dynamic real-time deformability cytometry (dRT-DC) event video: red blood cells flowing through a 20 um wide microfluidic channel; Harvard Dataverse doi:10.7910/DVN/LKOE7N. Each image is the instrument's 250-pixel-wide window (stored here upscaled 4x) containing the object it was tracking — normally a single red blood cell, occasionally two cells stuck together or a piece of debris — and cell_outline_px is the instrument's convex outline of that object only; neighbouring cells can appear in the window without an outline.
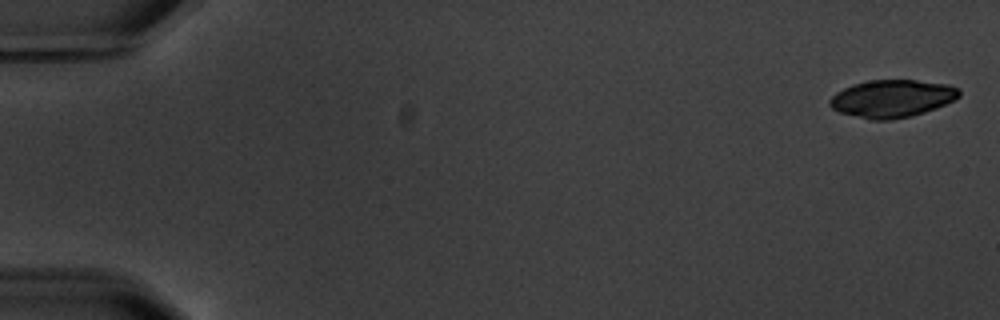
{"species": "common noctule bat (a hibernating species)", "species_latin": "Nyctalus noctula", "temperature_condition": "warm", "stored_images_in_passage": 4, "camera_frame_rate_fps": 3000, "um_per_image_px": 0.085, "animal": {"sex": "male", "body_mass_g": 20.1, "forearm_length_mm": 53.5}, "frame": {"image": 1, "passage_image": 1, "time_ms": 0.0, "image_size_px": [1000, 320], "cell_outline_px": [[960, 96], [936, 108], [912, 116], [892, 120], [872, 120], [840, 112], [832, 108], [828, 104], [828, 100], [836, 92], [852, 84], [872, 80], [916, 80], [948, 84], [960, 88]], "centroid_in_image_um": [75.82, 8.37], "position_along_channel_um": 9.2, "area_um2": 28.32}}